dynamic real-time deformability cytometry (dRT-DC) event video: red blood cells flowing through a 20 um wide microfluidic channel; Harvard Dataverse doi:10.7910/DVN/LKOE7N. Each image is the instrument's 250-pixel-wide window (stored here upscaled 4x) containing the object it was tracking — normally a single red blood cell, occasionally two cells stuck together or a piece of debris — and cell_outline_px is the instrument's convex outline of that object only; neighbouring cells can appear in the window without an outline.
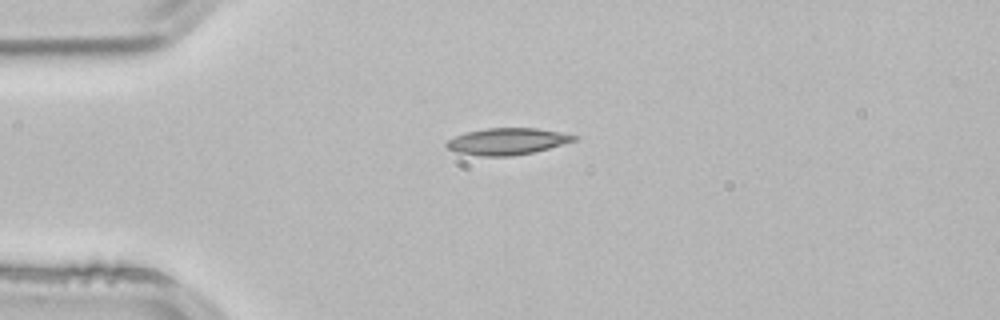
{"species": "common noctule bat (a hibernating species)", "species_latin": "Nyctalus noctula", "temperature_condition": "room temperature", "stored_images_in_passage": 1, "camera_frame_rate_fps": 3000, "um_per_image_px": 0.085, "animal": {"sex": "male", "body_mass_g": 21.5, "forearm_length_mm": 52.0}, "frame": {"image": 1, "passage_image": 1, "time_ms": 0.0, "image_size_px": [1000, 320], "cell_outline_px": [[580, 136], [576, 140], [548, 148], [532, 152], [512, 156], [480, 156], [456, 152], [448, 148], [444, 144], [448, 140], [464, 132], [484, 128], [536, 128], [560, 132]], "centroid_in_image_um": [43.09, 12.01], "position_along_channel_um": 41.9, "area_um2": 19.77}}